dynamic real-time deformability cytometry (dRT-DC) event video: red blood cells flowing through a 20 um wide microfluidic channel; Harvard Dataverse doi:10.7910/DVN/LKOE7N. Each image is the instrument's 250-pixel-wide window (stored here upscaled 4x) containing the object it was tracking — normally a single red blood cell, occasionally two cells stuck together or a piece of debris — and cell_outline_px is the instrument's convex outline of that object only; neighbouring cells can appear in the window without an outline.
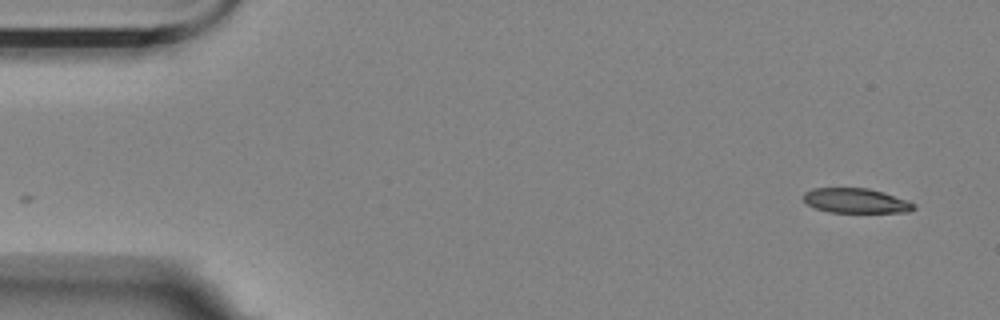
{"species": "Egyptian fruit bat (a non-hibernating species)", "species_latin": "Rousettus aegyptiacus", "temperature_condition": "room temperature", "stored_images_in_passage": 15, "camera_frame_rate_fps": 3000, "um_per_image_px": 0.085, "animal": {"sex": "female"}, "frame": {"image": 1, "passage_image": 1, "time_ms": 0.0, "image_size_px": [1000, 320], "cell_outline_px": [[916, 208], [908, 212], [828, 212], [816, 208], [808, 204], [804, 200], [804, 192], [812, 188], [868, 188], [884, 192], [908, 200], [916, 204]], "centroid_in_image_um": [72.78, 17.05], "position_along_channel_um": 12.2, "area_um2": 15.95}}
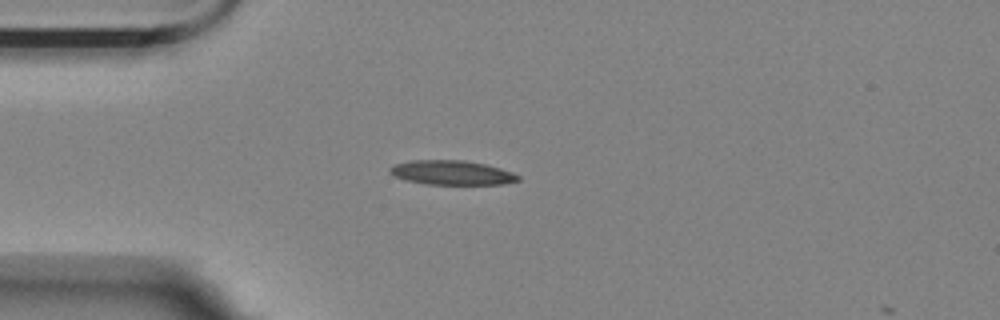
{"frame": {"image": 2, "passage_image": 12, "time_ms": 3.667, "image_size_px": [1000, 320], "cell_outline_px": [[520, 180], [504, 184], [428, 184], [404, 180], [392, 176], [388, 172], [388, 168], [392, 164], [412, 160], [464, 160], [484, 164], [500, 168], [512, 172], [520, 176]], "centroid_in_image_um": [38.34, 14.67], "position_along_channel_um": 46.7, "area_um2": 18.38}}